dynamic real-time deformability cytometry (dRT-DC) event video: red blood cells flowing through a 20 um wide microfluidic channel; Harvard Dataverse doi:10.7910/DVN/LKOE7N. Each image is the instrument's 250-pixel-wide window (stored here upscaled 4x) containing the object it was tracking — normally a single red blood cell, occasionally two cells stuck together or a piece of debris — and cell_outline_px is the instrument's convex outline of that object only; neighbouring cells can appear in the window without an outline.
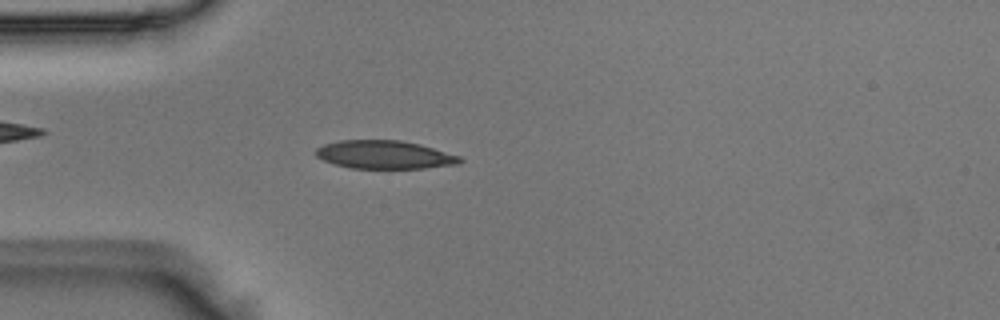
{"species": "Egyptian fruit bat (a non-hibernating species)", "species_latin": "Rousettus aegyptiacus", "temperature_condition": "room temperature", "stored_images_in_passage": 49, "camera_frame_rate_fps": 3000, "um_per_image_px": 0.085, "animal": {"sex": "male"}, "frame": {"image": 1, "passage_image": 13, "time_ms": 4.0, "image_size_px": [1000, 320], "cell_outline_px": [[464, 160], [460, 164], [424, 168], [348, 168], [324, 160], [316, 156], [316, 148], [324, 144], [340, 140], [400, 140], [420, 144], [460, 156]], "centroid_in_image_um": [32.71, 13.15], "position_along_channel_um": 52.3, "area_um2": 23.7}}
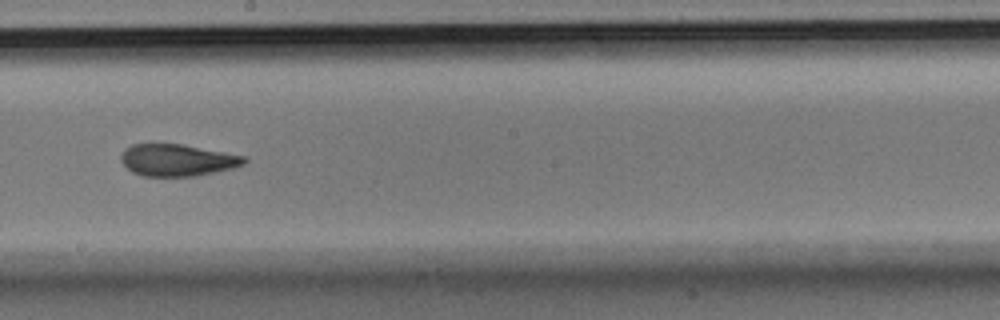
{"frame": {"image": 2, "passage_image": 27, "time_ms": 8.667, "image_size_px": [1000, 320], "cell_outline_px": [[248, 160], [244, 164], [232, 168], [196, 176], [140, 176], [132, 172], [120, 160], [120, 156], [124, 148], [132, 144], [184, 144], [248, 156]], "centroid_in_image_um": [15.09, 13.6], "position_along_channel_um": 233.1, "area_um2": 23.18}}
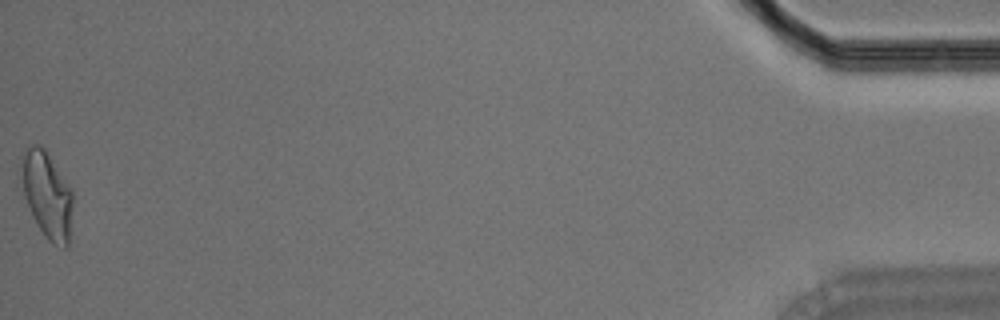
{"frame": {"image": 3, "passage_image": 49, "time_ms": 16.0, "image_size_px": [1000, 320], "cell_outline_px": [[72, 208], [68, 248], [64, 248], [52, 244], [44, 236], [36, 224], [24, 196], [20, 168], [20, 156], [32, 144], [40, 144], [44, 148], [72, 188]], "centroid_in_image_um": [3.99, 16.56], "position_along_channel_um": 431.2, "area_um2": 26.18}}